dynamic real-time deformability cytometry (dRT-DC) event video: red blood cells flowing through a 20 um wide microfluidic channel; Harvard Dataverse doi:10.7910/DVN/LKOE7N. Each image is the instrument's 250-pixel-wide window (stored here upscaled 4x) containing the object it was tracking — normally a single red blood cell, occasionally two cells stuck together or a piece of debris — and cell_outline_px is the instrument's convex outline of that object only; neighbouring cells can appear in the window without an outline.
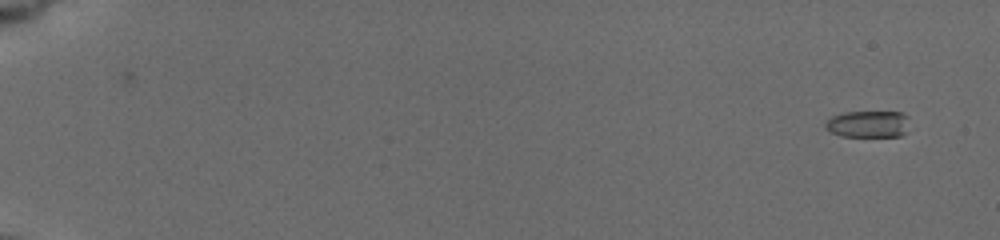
{"species": "common noctule bat (a hibernating species)", "species_latin": "Nyctalus noctula", "temperature_condition": "cold", "stored_images_in_passage": 44, "camera_frame_rate_fps": 3000, "um_per_image_px": 0.085, "animal": {"sex": "female", "body_mass_g": 19.5, "forearm_length_mm": 54.1}, "frame": {"image": 1, "passage_image": 1, "time_ms": 0.0, "image_size_px": [1000, 240], "cell_outline_px": [[908, 132], [904, 136], [840, 136], [832, 132], [824, 124], [832, 116], [840, 112], [904, 112], [908, 116]], "centroid_in_image_um": [73.85, 10.54], "position_along_channel_um": 11.1, "area_um2": 13.29}}
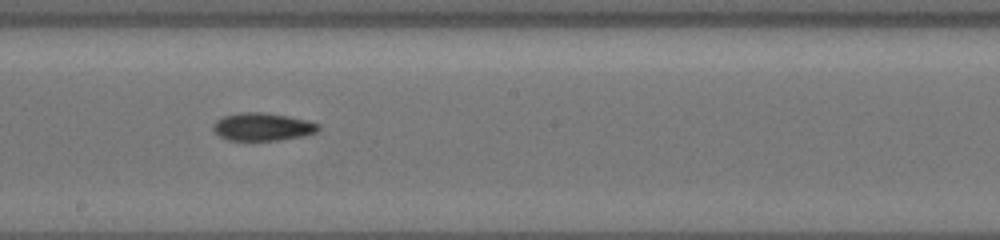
{"frame": {"image": 2, "passage_image": 26, "time_ms": 10.667, "image_size_px": [1000, 240], "cell_outline_px": [[320, 128], [316, 132], [304, 136], [276, 140], [228, 140], [220, 136], [212, 128], [212, 124], [216, 120], [224, 116], [240, 112], [264, 112], [288, 116], [308, 120], [320, 124]], "centroid_in_image_um": [22.33, 10.77], "position_along_channel_um": 225.9, "area_um2": 17.11}}
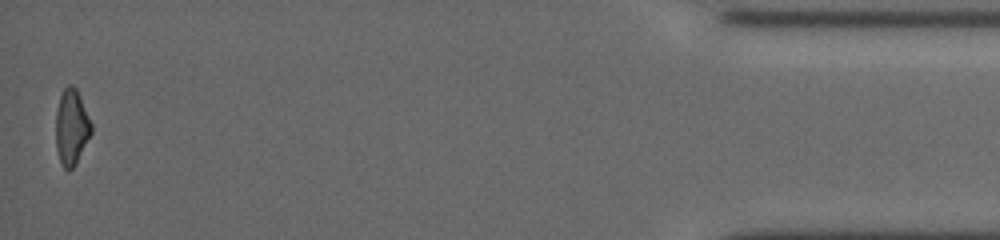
{"frame": {"image": 3, "passage_image": 44, "time_ms": 18.0, "image_size_px": [1000, 240], "cell_outline_px": [[92, 132], [76, 164], [68, 172], [64, 168], [60, 160], [56, 148], [56, 112], [60, 96], [64, 88], [68, 84], [76, 88], [80, 96], [92, 124]], "centroid_in_image_um": [6.08, 10.82], "position_along_channel_um": 429.1, "area_um2": 15.61}, "authors_computed_cell_mechanics": {"area_um2": 16.2996, "velocity_mm_per_s": 3.7773, "shape_relaxation_time_tau1_ms": null, "shape_relaxation_time_tau2_ms": 8.027, "deformation_change_tau1": null, "deformation_change_tau2": 0.1681}}